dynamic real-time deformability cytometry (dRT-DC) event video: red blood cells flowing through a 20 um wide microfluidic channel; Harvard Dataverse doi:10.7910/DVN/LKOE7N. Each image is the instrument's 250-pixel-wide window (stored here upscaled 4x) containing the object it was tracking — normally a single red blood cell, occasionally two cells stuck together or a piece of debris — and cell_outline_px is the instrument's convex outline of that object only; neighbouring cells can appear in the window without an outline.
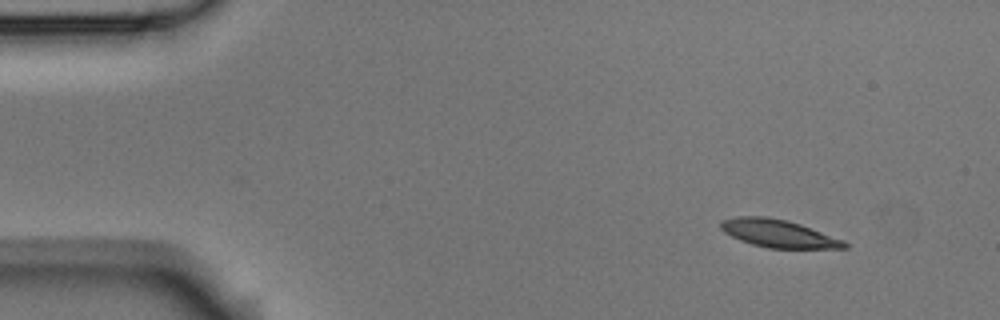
{"species": "Egyptian fruit bat (a non-hibernating species)", "species_latin": "Rousettus aegyptiacus", "temperature_condition": "room temperature", "stored_images_in_passage": 10, "camera_frame_rate_fps": 3000, "um_per_image_px": 0.085, "animal": {"sex": "male"}, "frame": {"image": 1, "passage_image": 1, "time_ms": 0.0, "image_size_px": [1000, 320], "cell_outline_px": [[848, 248], [768, 248], [752, 244], [740, 240], [724, 232], [720, 228], [720, 220], [736, 216], [768, 216], [788, 220], [800, 224], [844, 240], [848, 244]], "centroid_in_image_um": [66.14, 19.83], "position_along_channel_um": 18.9, "area_um2": 20.06}}